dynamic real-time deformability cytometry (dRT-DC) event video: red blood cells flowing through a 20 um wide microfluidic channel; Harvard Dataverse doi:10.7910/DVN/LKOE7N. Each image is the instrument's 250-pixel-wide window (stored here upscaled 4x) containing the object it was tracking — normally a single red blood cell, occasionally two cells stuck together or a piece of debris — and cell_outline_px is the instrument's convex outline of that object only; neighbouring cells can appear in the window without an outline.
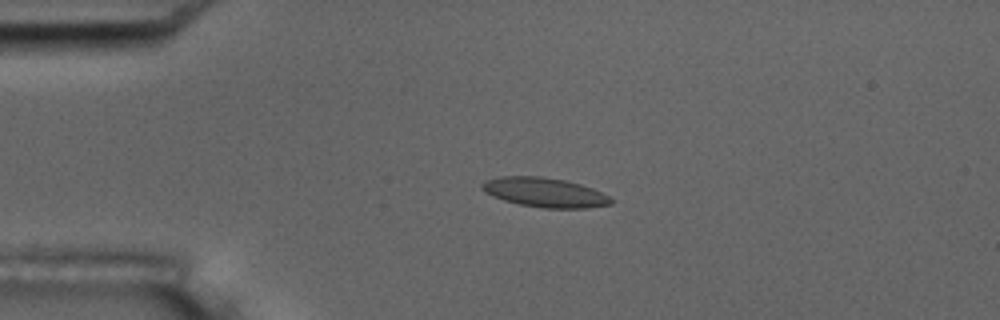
{"species": "common noctule bat (a hibernating species)", "species_latin": "Nyctalus noctula", "temperature_condition": "room temperature", "stored_images_in_passage": 3, "camera_frame_rate_fps": 3000, "um_per_image_px": 0.085, "animal": {"sex": "male", "body_mass_g": 17.5, "forearm_length_mm": 52.3}, "frame": {"image": 1, "passage_image": 1, "time_ms": 0.0, "image_size_px": [1000, 320], "cell_outline_px": [[612, 204], [588, 208], [544, 208], [520, 204], [504, 200], [484, 192], [480, 188], [480, 184], [484, 180], [500, 176], [540, 176], [564, 180], [580, 184], [592, 188], [608, 196], [612, 200]], "centroid_in_image_um": [46.26, 16.35], "position_along_channel_um": 38.7, "area_um2": 22.08}}